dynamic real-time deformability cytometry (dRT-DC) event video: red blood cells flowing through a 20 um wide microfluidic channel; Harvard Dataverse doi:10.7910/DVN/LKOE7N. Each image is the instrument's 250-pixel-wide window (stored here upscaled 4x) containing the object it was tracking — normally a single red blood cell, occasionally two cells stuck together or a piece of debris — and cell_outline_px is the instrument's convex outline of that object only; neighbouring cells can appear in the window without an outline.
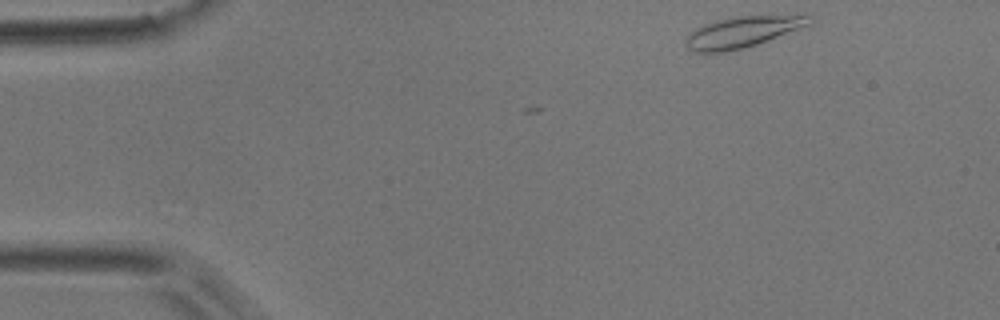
{"species": "common noctule bat (a hibernating species)", "species_latin": "Nyctalus noctula", "temperature_condition": "room temperature", "stored_images_in_passage": 5, "camera_frame_rate_fps": 3000, "um_per_image_px": 0.085, "animal": {"sex": "male", "body_mass_g": 17.9}, "frame": {"image": 1, "passage_image": 1, "time_ms": 0.0, "image_size_px": [1000, 320], "cell_outline_px": [[812, 24], [768, 40], [744, 48], [724, 52], [696, 52], [688, 48], [684, 44], [684, 40], [688, 32], [704, 24], [736, 16], [808, 12], [812, 16]], "centroid_in_image_um": [63.22, 2.66], "position_along_channel_um": 21.8, "area_um2": 23.18}}